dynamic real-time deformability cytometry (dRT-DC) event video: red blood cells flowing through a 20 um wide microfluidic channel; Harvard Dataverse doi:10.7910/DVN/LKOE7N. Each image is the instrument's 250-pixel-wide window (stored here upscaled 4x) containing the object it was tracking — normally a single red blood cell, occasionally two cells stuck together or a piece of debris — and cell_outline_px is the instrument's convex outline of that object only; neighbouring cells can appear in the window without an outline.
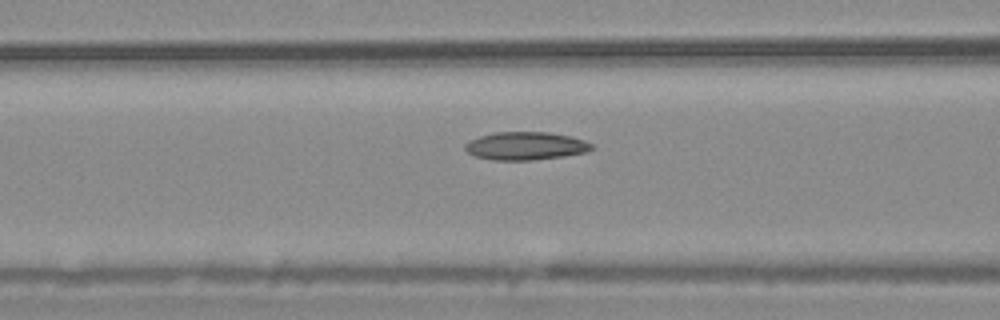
{"species": "common noctule bat (a hibernating species)", "species_latin": "Nyctalus noctula", "temperature_condition": "warm", "stored_images_in_passage": 55, "camera_frame_rate_fps": 3000, "um_per_image_px": 0.085, "animal": {"sex": "male", "body_mass_g": 20.4}, "frame": {"image": 1, "passage_image": 22, "time_ms": 7.0, "image_size_px": [1000, 320], "cell_outline_px": [[596, 148], [588, 152], [564, 156], [532, 160], [496, 160], [476, 156], [468, 152], [464, 148], [464, 144], [480, 136], [496, 132], [548, 132], [572, 136], [584, 140], [592, 144]], "centroid_in_image_um": [44.74, 12.4], "position_along_channel_um": 121.9, "area_um2": 20.69}}
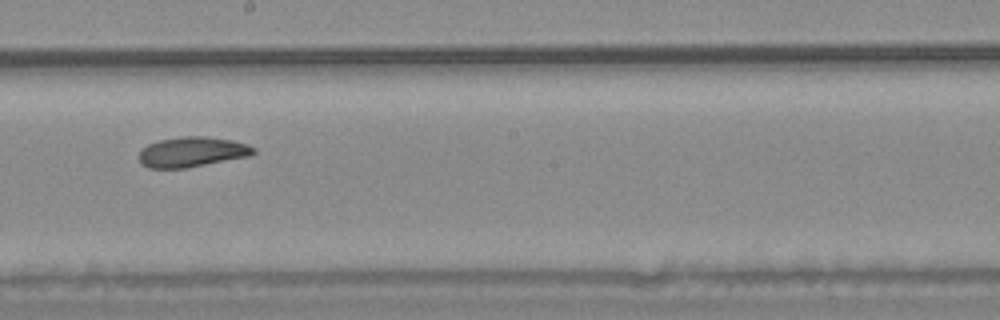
{"frame": {"image": 2, "passage_image": 31, "time_ms": 10.0, "image_size_px": [1000, 320], "cell_outline_px": [[256, 152], [252, 156], [184, 168], [148, 168], [140, 164], [140, 152], [148, 144], [160, 140], [184, 136], [204, 136], [232, 140], [248, 144], [256, 148]], "centroid_in_image_um": [16.37, 12.92], "position_along_channel_um": 231.8, "area_um2": 20.11}}
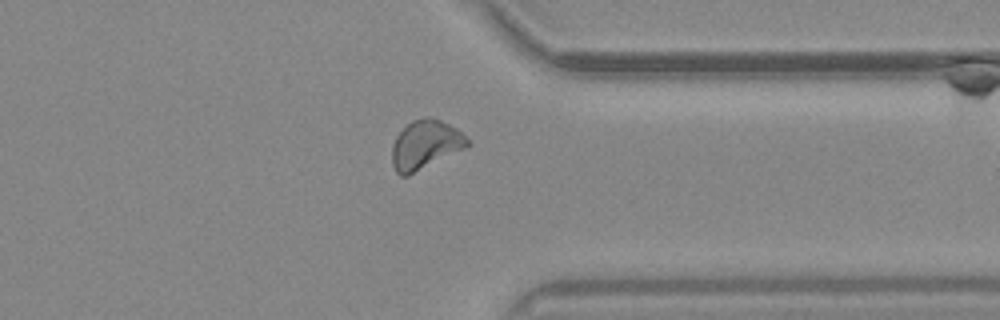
{"frame": {"image": 3, "passage_image": 43, "time_ms": 14.0, "image_size_px": [1000, 320], "cell_outline_px": [[472, 144], [468, 148], [408, 176], [400, 176], [396, 172], [392, 164], [392, 144], [396, 136], [412, 120], [424, 116], [428, 116], [440, 120], [456, 128]], "centroid_in_image_um": [36.17, 12.32], "position_along_channel_um": 375.2, "area_um2": 21.79}, "authors_computed_cell_mechanics": {"area_um2": 21.0392, "velocity_mm_per_s": 3.6688, "shape_relaxation_time_tau1_ms": 5.9185, "shape_relaxation_time_tau2_ms": 4.382, "deformation_change_tau1": 0.1366, "deformation_change_tau2": 0.1011}}